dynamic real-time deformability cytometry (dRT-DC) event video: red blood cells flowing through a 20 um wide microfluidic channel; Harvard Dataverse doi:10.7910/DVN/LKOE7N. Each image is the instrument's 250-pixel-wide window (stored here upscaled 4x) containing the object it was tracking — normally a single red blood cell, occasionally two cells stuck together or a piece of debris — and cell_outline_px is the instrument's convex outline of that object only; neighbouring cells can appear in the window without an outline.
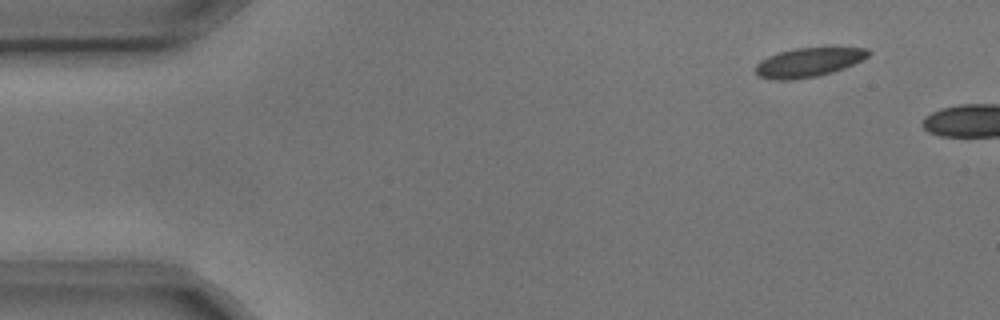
{"species": "common noctule bat (a hibernating species)", "species_latin": "Nyctalus noctula", "temperature_condition": "cold", "stored_images_in_passage": 3, "camera_frame_rate_fps": 3000, "um_per_image_px": 0.085, "animal": {"sex": "male", "body_mass_g": 17.9, "forearm_length_mm": 54.2}, "frame": {"image": 1, "passage_image": 1, "time_ms": 0.0, "image_size_px": [1000, 320], "cell_outline_px": [[872, 52], [864, 60], [844, 68], [832, 72], [816, 76], [792, 80], [772, 80], [756, 76], [756, 64], [760, 60], [768, 56], [792, 48], [868, 48]], "centroid_in_image_um": [68.71, 5.31], "position_along_channel_um": 16.3, "area_um2": 19.25}}